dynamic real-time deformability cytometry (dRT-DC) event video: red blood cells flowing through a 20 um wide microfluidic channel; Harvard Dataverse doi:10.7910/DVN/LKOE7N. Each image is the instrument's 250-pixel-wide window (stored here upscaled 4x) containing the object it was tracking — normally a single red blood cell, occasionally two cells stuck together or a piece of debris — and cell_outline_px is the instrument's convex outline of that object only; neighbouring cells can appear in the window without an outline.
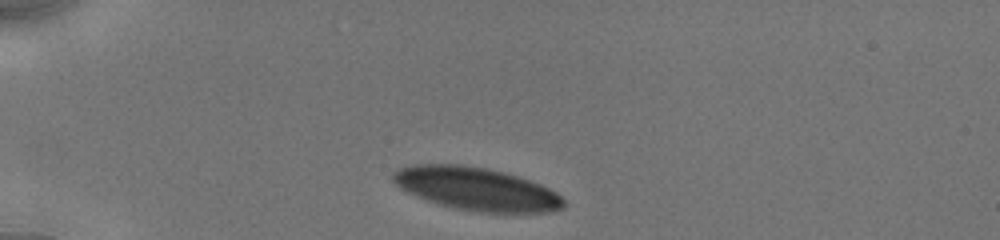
{"species": "human", "species_latin": "Homo sapiens", "temperature_condition": "cold", "stored_images_in_passage": 6, "camera_frame_rate_fps": 3000, "um_per_image_px": 0.085, "donor": {"sex": "male"}, "frame": {"image": 1, "passage_image": 1, "time_ms": 0.0, "image_size_px": [1000, 240], "cell_outline_px": [[564, 208], [552, 212], [480, 212], [452, 208], [428, 200], [408, 192], [400, 188], [392, 180], [392, 176], [400, 168], [412, 164], [460, 164], [488, 168], [504, 172], [540, 184], [556, 192], [564, 200]], "centroid_in_image_um": [40.5, 16.05], "position_along_channel_um": 44.5, "area_um2": 42.48}}
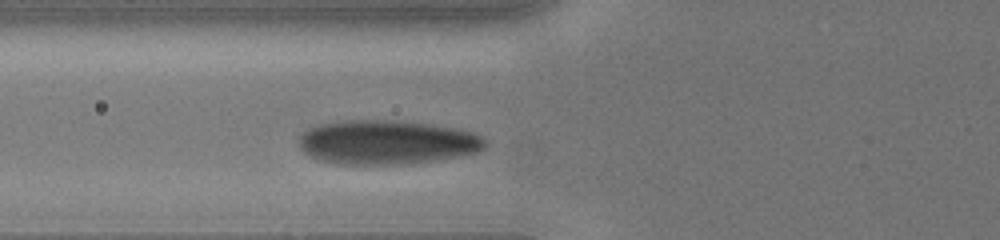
{"frame": {"image": 2, "passage_image": 6, "time_ms": 2.333, "image_size_px": [1000, 240], "cell_outline_px": [[488, 144], [484, 148], [476, 152], [460, 156], [432, 160], [400, 164], [336, 164], [320, 160], [304, 152], [300, 148], [300, 136], [308, 128], [320, 124], [348, 120], [388, 120], [428, 124], [452, 128], [472, 132], [484, 136], [488, 140]], "centroid_in_image_um": [32.9, 12.09], "position_along_channel_um": 92.9, "area_um2": 47.63}}